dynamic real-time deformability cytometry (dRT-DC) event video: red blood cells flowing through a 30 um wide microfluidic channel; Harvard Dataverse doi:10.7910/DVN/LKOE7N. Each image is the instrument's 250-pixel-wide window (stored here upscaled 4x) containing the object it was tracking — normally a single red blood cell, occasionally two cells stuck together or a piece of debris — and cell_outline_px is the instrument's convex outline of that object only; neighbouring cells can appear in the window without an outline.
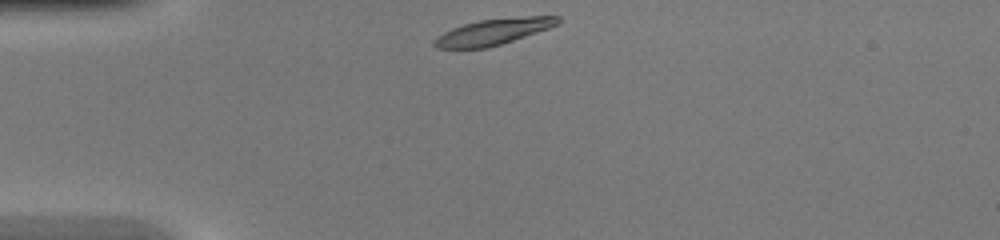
{"species": "common noctule bat (a hibernating species)", "species_latin": "Nyctalus noctula", "temperature_condition": "warm", "stored_images_in_passage": 35, "camera_frame_rate_fps": 3000, "um_per_image_px": 0.085, "animal": {"sex": "female", "body_mass_g": 20.0, "forearm_length_mm": 54.0}, "frame": {"image": 1, "passage_image": 1, "time_ms": 0.0, "image_size_px": [1000, 240], "cell_outline_px": [[560, 24], [500, 44], [484, 48], [436, 48], [432, 44], [436, 36], [452, 28], [464, 24], [480, 20], [528, 16], [560, 16]], "centroid_in_image_um": [41.91, 2.69], "position_along_channel_um": 43.1, "area_um2": 18.44}}
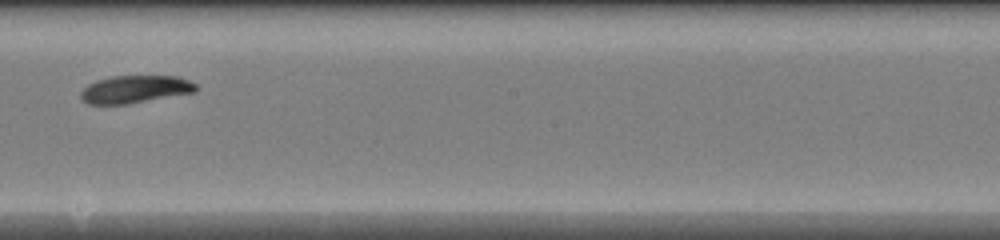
{"frame": {"image": 2, "passage_image": 16, "time_ms": 5.0, "image_size_px": [1000, 240], "cell_outline_px": [[196, 92], [128, 104], [88, 104], [80, 96], [80, 92], [88, 84], [96, 80], [112, 76], [180, 76], [196, 84]], "centroid_in_image_um": [11.49, 7.58], "position_along_channel_um": 236.7, "area_um2": 18.55}}
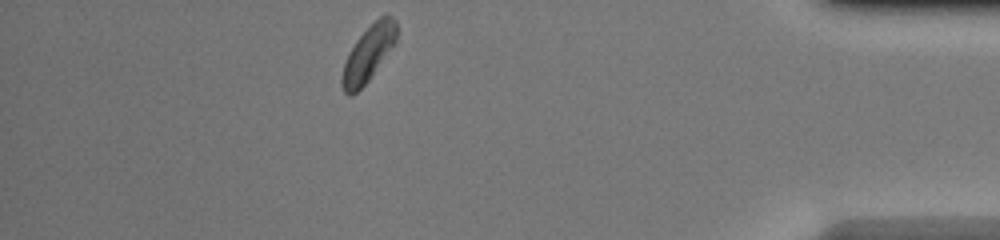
{"frame": {"image": 3, "passage_image": 30, "time_ms": 9.667, "image_size_px": [1000, 240], "cell_outline_px": [[396, 44], [372, 76], [352, 96], [348, 96], [344, 92], [340, 84], [340, 80], [344, 64], [348, 52], [356, 40], [380, 16], [392, 16], [396, 20]], "centroid_in_image_um": [31.3, 4.59], "position_along_channel_um": 403.9, "area_um2": 17.69}}